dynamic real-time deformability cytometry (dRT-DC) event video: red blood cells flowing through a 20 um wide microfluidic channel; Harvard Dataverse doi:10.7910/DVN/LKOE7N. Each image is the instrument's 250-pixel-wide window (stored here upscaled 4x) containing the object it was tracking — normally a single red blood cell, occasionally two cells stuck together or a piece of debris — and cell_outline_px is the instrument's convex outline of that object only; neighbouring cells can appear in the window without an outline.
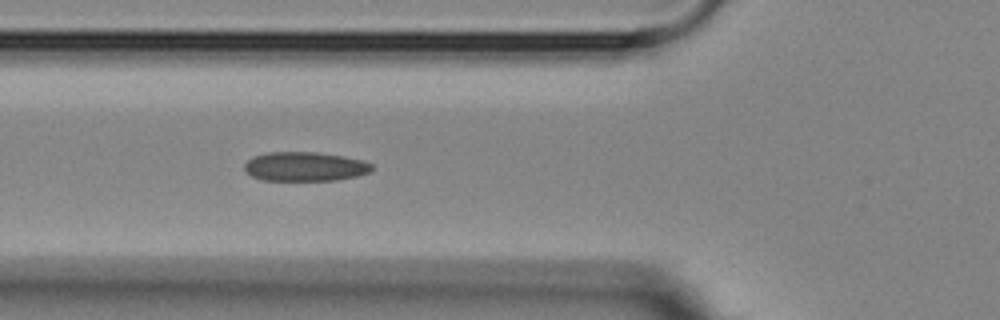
{"species": "Egyptian fruit bat (a non-hibernating species)", "species_latin": "Rousettus aegyptiacus", "temperature_condition": "room temperature", "stored_images_in_passage": 3, "segment_of_instrument_passage": [1, 2], "camera_frame_rate_fps": 3000, "um_per_image_px": 0.085, "animal": {"sex": "female"}, "frame": {"image": 1, "passage_image": 2, "time_ms": 1.0, "image_size_px": [1000, 320], "cell_outline_px": [[372, 168], [368, 172], [356, 176], [336, 180], [264, 180], [252, 176], [244, 172], [244, 164], [252, 156], [268, 152], [316, 152], [340, 156], [360, 160], [372, 164]], "centroid_in_image_um": [25.84, 14.15], "position_along_channel_um": 100.0, "area_um2": 21.5}}